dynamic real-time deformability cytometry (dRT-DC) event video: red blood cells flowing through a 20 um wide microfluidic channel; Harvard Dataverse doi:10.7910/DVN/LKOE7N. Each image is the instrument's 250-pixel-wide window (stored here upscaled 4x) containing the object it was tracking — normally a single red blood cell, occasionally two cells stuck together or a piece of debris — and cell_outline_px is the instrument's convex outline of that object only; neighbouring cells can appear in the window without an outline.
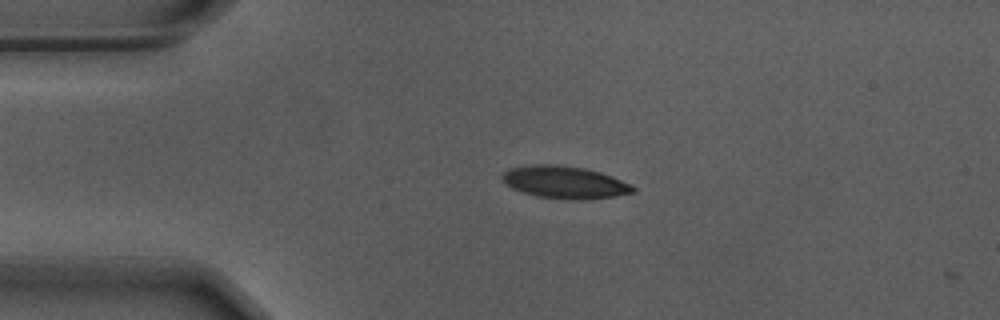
{"species": "Egyptian fruit bat (a non-hibernating species)", "species_latin": "Rousettus aegyptiacus", "temperature_condition": "warm", "stored_images_in_passage": 12, "camera_frame_rate_fps": 3000, "um_per_image_px": 0.085, "animal": {"sex": "male"}, "frame": {"image": 1, "passage_image": 11, "time_ms": 3.333, "image_size_px": [1000, 320], "cell_outline_px": [[636, 188], [632, 192], [612, 196], [572, 200], [536, 196], [512, 188], [500, 176], [508, 168], [536, 164], [556, 164], [584, 168], [600, 172], [612, 176]], "centroid_in_image_um": [47.95, 15.47], "position_along_channel_um": 37.1, "area_um2": 24.22}}